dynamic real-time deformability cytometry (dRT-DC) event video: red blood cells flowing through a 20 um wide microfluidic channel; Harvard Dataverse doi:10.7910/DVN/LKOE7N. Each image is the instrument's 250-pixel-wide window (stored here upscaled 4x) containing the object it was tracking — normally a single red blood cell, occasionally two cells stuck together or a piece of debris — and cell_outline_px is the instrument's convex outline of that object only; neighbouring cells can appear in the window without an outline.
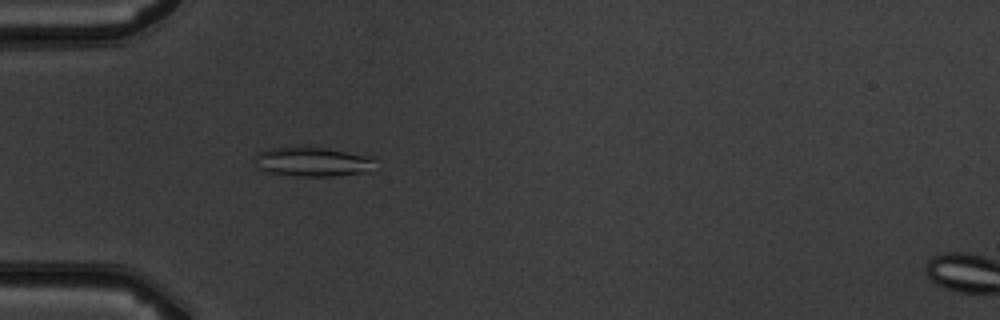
{"species": "common noctule bat (a hibernating species)", "species_latin": "Nyctalus noctula", "temperature_condition": "warm", "stored_images_in_passage": 6, "camera_frame_rate_fps": 3000, "um_per_image_px": 0.085, "animal": {"sex": "male", "body_mass_g": 19.5, "forearm_length_mm": 54.6}, "frame": {"image": 1, "passage_image": 5, "time_ms": 4.667, "image_size_px": [1000, 320], "cell_outline_px": [[372, 172], [336, 176], [300, 176], [264, 172], [252, 160], [260, 152], [268, 148], [292, 144], [308, 144], [372, 156]], "centroid_in_image_um": [26.53, 13.7], "position_along_channel_um": 58.5, "area_um2": 21.68}}